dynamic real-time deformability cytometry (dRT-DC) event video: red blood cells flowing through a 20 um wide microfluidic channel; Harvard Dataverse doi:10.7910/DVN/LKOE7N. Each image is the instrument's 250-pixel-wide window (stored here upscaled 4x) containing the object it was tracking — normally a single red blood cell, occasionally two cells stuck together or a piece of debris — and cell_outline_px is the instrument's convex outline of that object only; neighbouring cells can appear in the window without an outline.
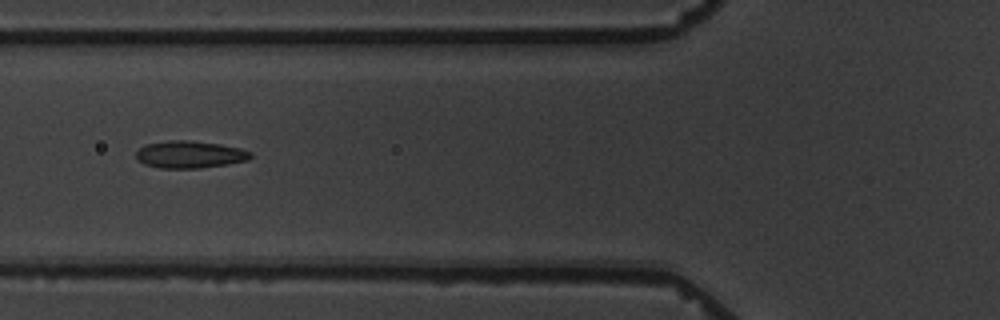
{"species": "common noctule bat (a hibernating species)", "species_latin": "Nyctalus noctula", "temperature_condition": "warm", "stored_images_in_passage": 9, "camera_frame_rate_fps": 3000, "um_per_image_px": 0.085, "animal": {"sex": "male", "body_mass_g": 19.5, "forearm_length_mm": 54.6}, "frame": {"image": 1, "passage_image": 7, "time_ms": 7.0, "image_size_px": [1000, 320], "cell_outline_px": [[252, 156], [248, 160], [228, 164], [200, 168], [160, 168], [144, 164], [136, 160], [136, 152], [144, 144], [168, 140], [188, 140], [220, 144], [240, 148], [252, 152]], "centroid_in_image_um": [16.11, 13.13], "position_along_channel_um": 109.7, "area_um2": 18.32}}
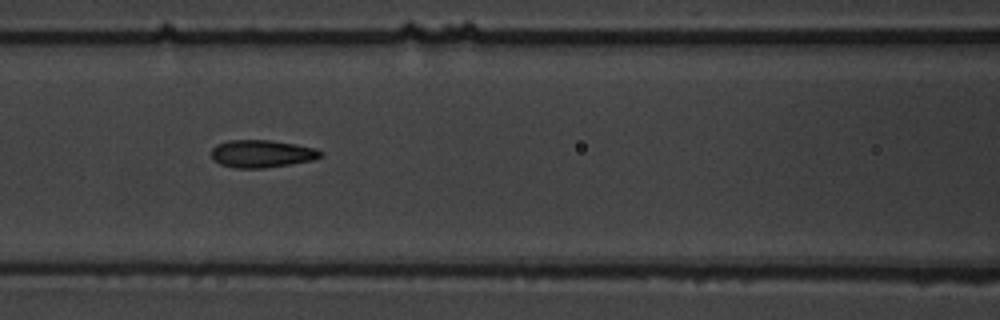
{"frame": {"image": 2, "passage_image": 8, "time_ms": 8.0, "image_size_px": [1000, 320], "cell_outline_px": [[324, 156], [312, 160], [264, 168], [236, 168], [220, 164], [212, 160], [212, 148], [216, 144], [228, 140], [268, 140], [296, 144], [316, 148], [324, 152]], "centroid_in_image_um": [22.26, 13.06], "position_along_channel_um": 144.3, "area_um2": 17.63}}
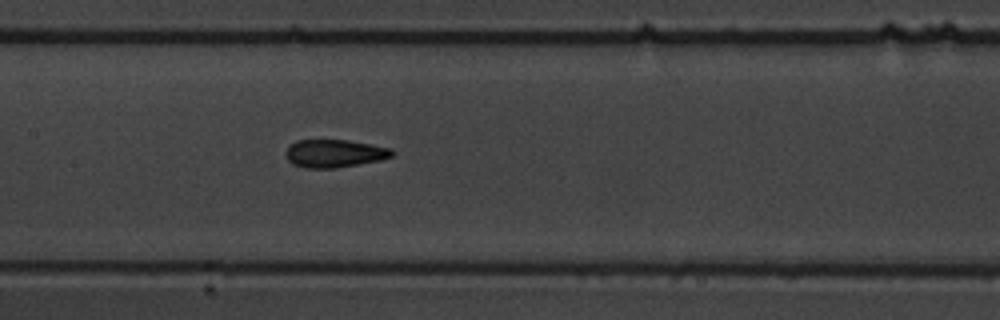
{"frame": {"image": 3, "passage_image": 9, "time_ms": 9.0, "image_size_px": [1000, 320], "cell_outline_px": [[396, 152], [392, 156], [380, 160], [336, 168], [304, 168], [292, 164], [288, 160], [284, 152], [296, 140], [348, 140], [372, 144], [392, 148]], "centroid_in_image_um": [28.44, 13.04], "position_along_channel_um": 179.0, "area_um2": 17.4}}